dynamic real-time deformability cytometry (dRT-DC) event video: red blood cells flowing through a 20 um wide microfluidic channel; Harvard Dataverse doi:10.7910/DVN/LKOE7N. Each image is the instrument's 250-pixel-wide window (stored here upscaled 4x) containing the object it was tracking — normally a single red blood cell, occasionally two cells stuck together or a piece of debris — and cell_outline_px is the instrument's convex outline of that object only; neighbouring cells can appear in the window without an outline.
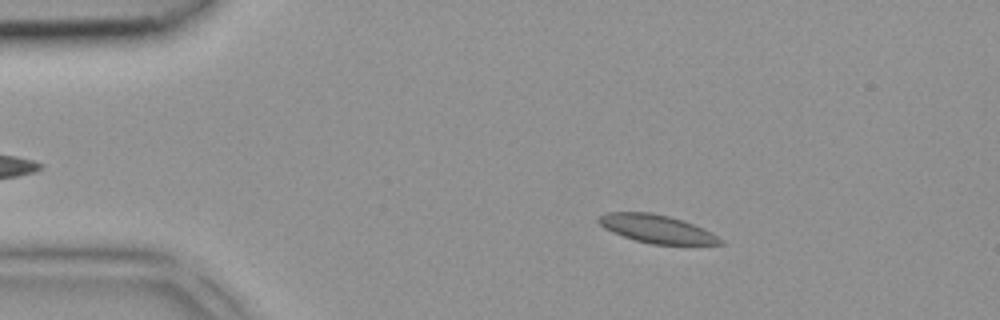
{"species": "common noctule bat (a hibernating species)", "species_latin": "Nyctalus noctula", "temperature_condition": "room temperature", "stored_images_in_passage": 4, "camera_frame_rate_fps": 3000, "um_per_image_px": 0.085, "animal": {"sex": "female", "body_mass_g": 18.4}, "frame": {"image": 1, "passage_image": 2, "time_ms": 0.333, "image_size_px": [1000, 320], "cell_outline_px": [[724, 244], [652, 244], [636, 240], [612, 232], [604, 228], [596, 220], [600, 216], [608, 212], [652, 212], [668, 216], [704, 228], [712, 232], [724, 240]], "centroid_in_image_um": [55.83, 19.45], "position_along_channel_um": 29.2, "area_um2": 19.77}}